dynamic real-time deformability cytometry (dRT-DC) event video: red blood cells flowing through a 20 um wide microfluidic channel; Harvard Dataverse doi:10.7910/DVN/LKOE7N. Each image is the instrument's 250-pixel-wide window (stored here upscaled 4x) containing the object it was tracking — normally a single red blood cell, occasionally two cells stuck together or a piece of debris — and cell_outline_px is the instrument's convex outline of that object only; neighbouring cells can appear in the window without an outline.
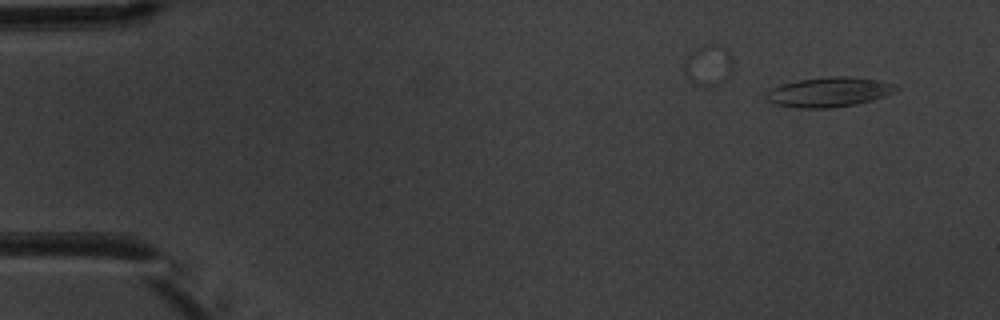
{"species": "common noctule bat (a hibernating species)", "species_latin": "Nyctalus noctula", "temperature_condition": "warm", "stored_images_in_passage": 7, "camera_frame_rate_fps": 3000, "um_per_image_px": 0.085, "animal": {"sex": "male", "body_mass_g": 20.1, "forearm_length_mm": 53.5}, "frame": {"image": 1, "passage_image": 3, "time_ms": 3.0, "image_size_px": [1000, 320], "cell_outline_px": [[900, 88], [896, 92], [872, 100], [856, 104], [828, 108], [800, 108], [776, 104], [768, 100], [764, 96], [772, 88], [780, 84], [796, 80], [828, 76], [848, 76], [880, 80], [896, 84]], "centroid_in_image_um": [70.5, 7.81], "position_along_channel_um": 14.5, "area_um2": 22.66}}
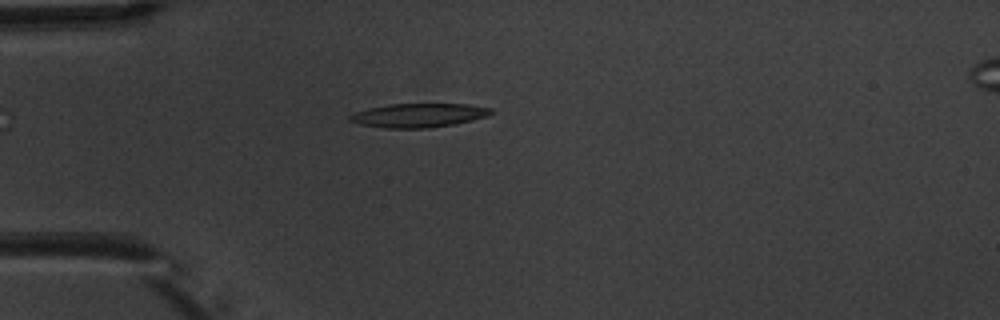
{"frame": {"image": 2, "passage_image": 6, "time_ms": 6.667, "image_size_px": [1000, 320], "cell_outline_px": [[492, 112], [488, 116], [472, 120], [452, 124], [428, 128], [384, 128], [360, 124], [348, 120], [348, 116], [356, 112], [368, 108], [392, 104], [468, 104], [492, 108]], "centroid_in_image_um": [35.58, 9.8], "position_along_channel_um": 49.4, "area_um2": 19.54}}